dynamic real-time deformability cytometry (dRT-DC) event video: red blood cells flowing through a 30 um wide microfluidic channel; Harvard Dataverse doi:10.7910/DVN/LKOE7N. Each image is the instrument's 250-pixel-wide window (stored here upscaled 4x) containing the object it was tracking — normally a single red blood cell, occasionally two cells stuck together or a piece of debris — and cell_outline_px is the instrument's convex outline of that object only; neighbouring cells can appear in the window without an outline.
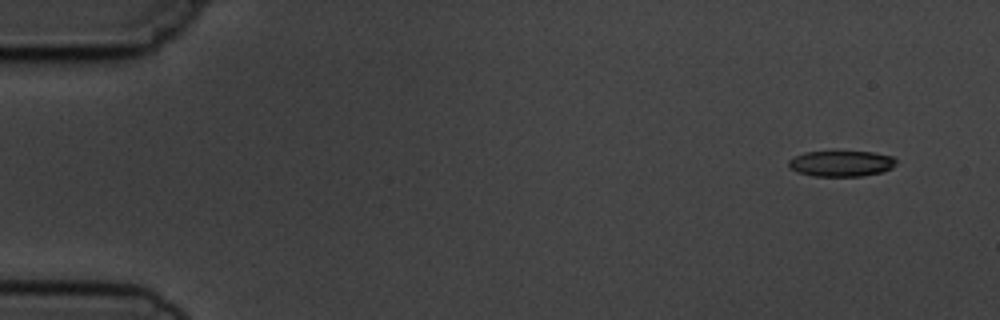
{"species": "common noctule bat (a hibernating species)", "species_latin": "Nyctalus noctula", "temperature_condition": "cold", "stored_images_in_passage": 7, "camera_frame_rate_fps": 3000, "um_per_image_px": 0.085, "animal": {"sex": "male", "body_mass_g": 19.5, "forearm_length_mm": 54.6}, "frame": {"image": 1, "passage_image": 1, "time_ms": 0.0, "image_size_px": [1000, 320], "cell_outline_px": [[896, 164], [892, 168], [884, 172], [864, 176], [812, 176], [796, 172], [788, 168], [788, 160], [792, 156], [804, 152], [872, 152], [892, 156], [896, 160]], "centroid_in_image_um": [71.47, 13.91], "position_along_channel_um": 13.5, "area_um2": 16.42}}
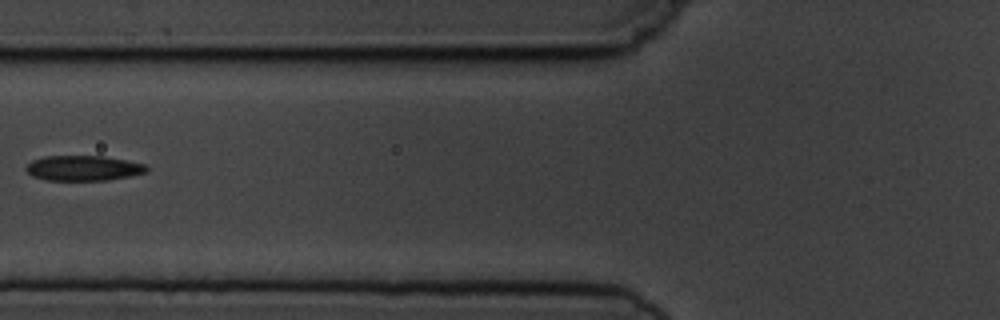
{"frame": {"image": 2, "passage_image": 6, "time_ms": 6.0, "image_size_px": [1000, 320], "cell_outline_px": [[148, 172], [108, 180], [48, 180], [32, 176], [24, 168], [32, 160], [44, 156], [104, 156], [144, 164], [148, 168]], "centroid_in_image_um": [7.06, 14.29], "position_along_channel_um": 118.7, "area_um2": 17.57}}
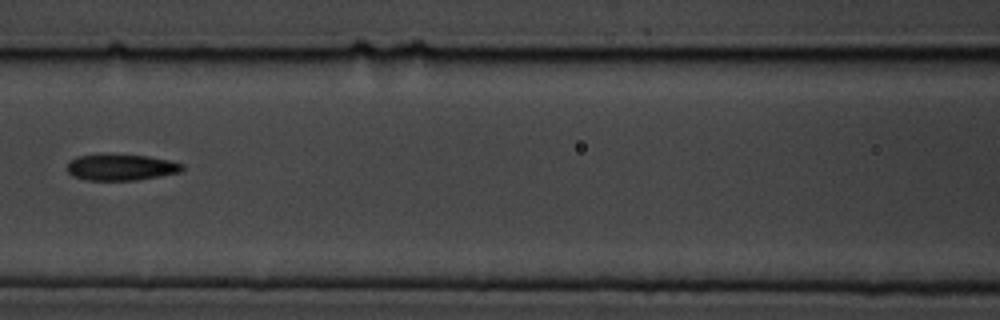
{"frame": {"image": 3, "passage_image": 7, "time_ms": 7.0, "image_size_px": [1000, 320], "cell_outline_px": [[184, 168], [180, 172], [136, 180], [84, 180], [72, 176], [68, 172], [68, 160], [76, 156], [108, 152], [148, 156], [168, 160], [184, 164]], "centroid_in_image_um": [10.23, 14.18], "position_along_channel_um": 156.4, "area_um2": 18.15}}